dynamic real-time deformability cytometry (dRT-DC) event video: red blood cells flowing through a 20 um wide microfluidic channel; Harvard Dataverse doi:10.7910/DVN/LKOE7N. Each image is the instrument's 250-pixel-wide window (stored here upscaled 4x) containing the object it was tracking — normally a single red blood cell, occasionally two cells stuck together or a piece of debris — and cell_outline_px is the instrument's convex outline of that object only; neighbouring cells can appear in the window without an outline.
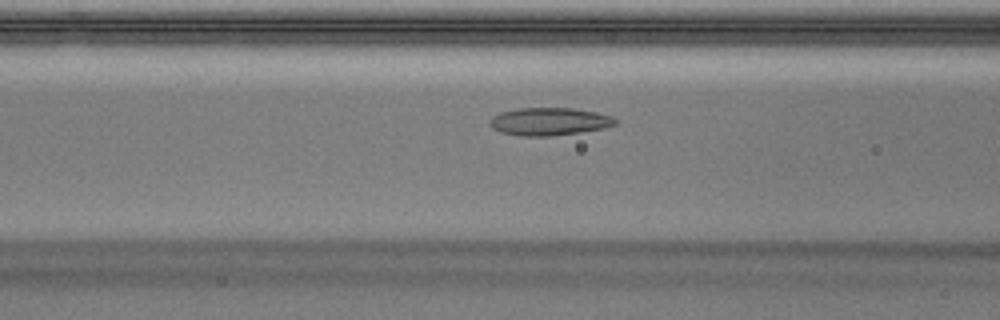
{"species": "Egyptian fruit bat (a non-hibernating species)", "species_latin": "Rousettus aegyptiacus", "temperature_condition": "warm", "stored_images_in_passage": 36, "camera_frame_rate_fps": 3000, "um_per_image_px": 0.085, "animal": {"sex": "male"}, "frame": {"image": 1, "passage_image": 8, "time_ms": 2.333, "image_size_px": [1000, 320], "cell_outline_px": [[620, 120], [616, 124], [604, 128], [580, 132], [548, 136], [520, 136], [500, 132], [492, 128], [488, 124], [488, 120], [492, 116], [500, 112], [520, 108], [572, 108], [596, 112], [612, 116]], "centroid_in_image_um": [46.67, 10.33], "position_along_channel_um": 119.9, "area_um2": 20.46}}
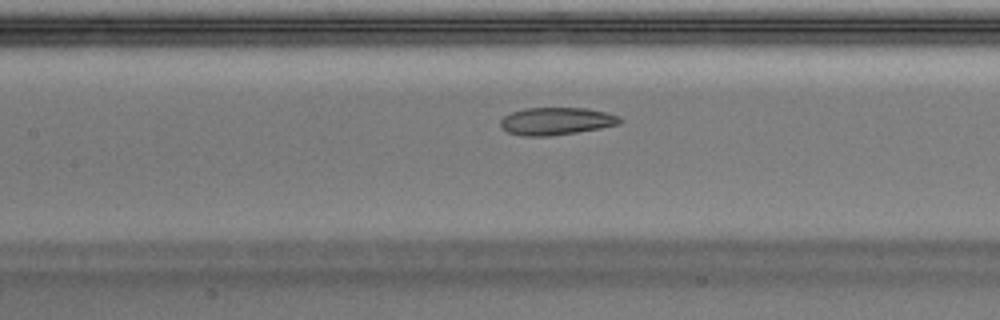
{"frame": {"image": 2, "passage_image": 11, "time_ms": 3.333, "image_size_px": [1000, 320], "cell_outline_px": [[624, 120], [620, 124], [600, 128], [576, 132], [548, 136], [524, 136], [508, 132], [500, 124], [500, 120], [504, 116], [512, 112], [524, 108], [588, 108], [608, 112], [620, 116]], "centroid_in_image_um": [47.33, 10.29], "position_along_channel_um": 160.1, "area_um2": 19.19}}
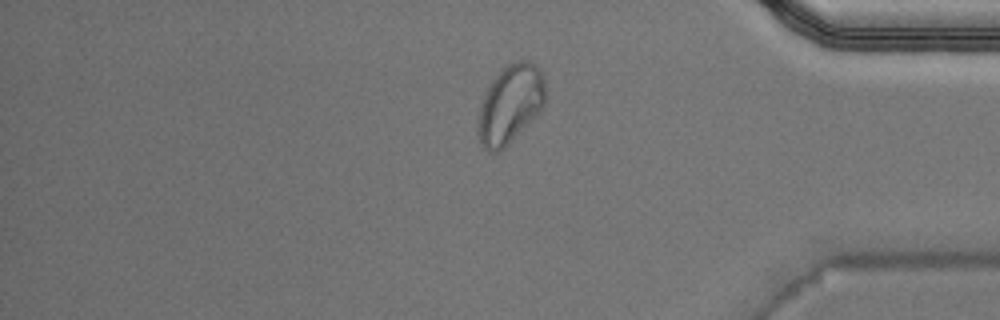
{"frame": {"image": 3, "passage_image": 30, "time_ms": 9.667, "image_size_px": [1000, 320], "cell_outline_px": [[544, 104], [508, 144], [504, 148], [496, 152], [492, 152], [484, 148], [476, 132], [480, 108], [484, 96], [488, 88], [496, 76], [508, 64], [520, 60], [528, 60], [536, 64], [540, 68], [544, 80]], "centroid_in_image_um": [43.35, 8.84], "position_along_channel_um": 391.8, "area_um2": 29.94}, "authors_computed_cell_mechanics": {"area_um2": 21.0392, "velocity_mm_per_s": 4.0024, "shape_relaxation_time_tau1_ms": null, "shape_relaxation_time_tau2_ms": 3.0602, "deformation_change_tau1": null, "deformation_change_tau2": 0.065}}